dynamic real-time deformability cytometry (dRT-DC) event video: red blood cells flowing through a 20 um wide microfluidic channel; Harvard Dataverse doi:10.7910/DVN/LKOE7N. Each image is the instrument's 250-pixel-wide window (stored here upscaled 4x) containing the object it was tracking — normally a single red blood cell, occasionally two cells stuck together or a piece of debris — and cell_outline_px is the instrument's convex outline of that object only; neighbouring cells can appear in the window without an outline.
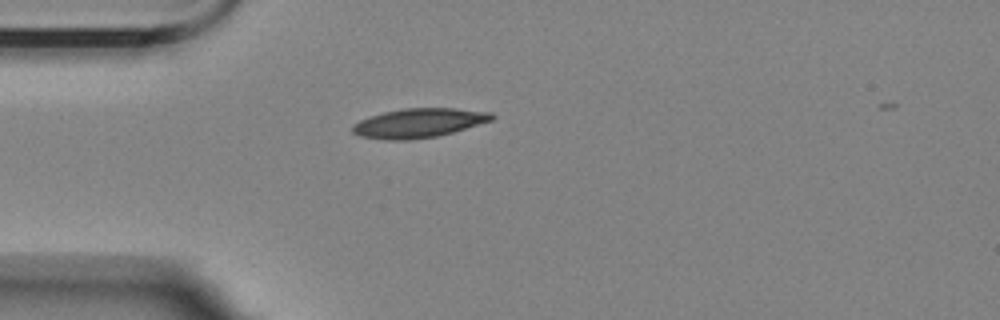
{"species": "Egyptian fruit bat (a non-hibernating species)", "species_latin": "Rousettus aegyptiacus", "temperature_condition": "room temperature", "stored_images_in_passage": 2, "camera_frame_rate_fps": 3000, "um_per_image_px": 0.085, "animal": {"sex": "female"}, "frame": {"image": 1, "passage_image": 1, "time_ms": 0.0, "image_size_px": [1000, 320], "cell_outline_px": [[496, 116], [492, 120], [452, 132], [436, 136], [408, 140], [384, 140], [360, 136], [352, 132], [352, 124], [360, 120], [384, 112], [404, 108], [456, 108], [492, 112]], "centroid_in_image_um": [35.59, 10.45], "position_along_channel_um": 49.4, "area_um2": 23.64}}